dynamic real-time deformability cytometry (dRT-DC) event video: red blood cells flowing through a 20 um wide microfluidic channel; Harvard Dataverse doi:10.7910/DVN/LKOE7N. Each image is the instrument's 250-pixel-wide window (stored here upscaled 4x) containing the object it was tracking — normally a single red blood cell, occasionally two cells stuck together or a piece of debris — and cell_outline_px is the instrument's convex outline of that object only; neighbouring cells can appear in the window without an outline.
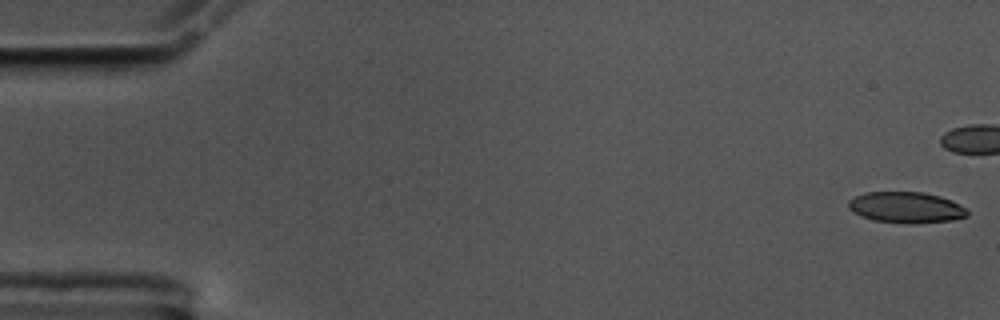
{"species": "common noctule bat (a hibernating species)", "species_latin": "Nyctalus noctula", "temperature_condition": "cold", "stored_images_in_passage": 9, "camera_frame_rate_fps": 3000, "um_per_image_px": 0.085, "animal": {"sex": "male", "body_mass_g": 17.5, "forearm_length_mm": 52.3}, "frame": {"image": 1, "passage_image": 1, "time_ms": 0.0, "image_size_px": [1000, 320], "cell_outline_px": [[968, 216], [952, 220], [916, 224], [872, 220], [860, 216], [848, 208], [848, 200], [864, 192], [924, 192], [940, 196], [952, 200], [968, 208]], "centroid_in_image_um": [77.04, 17.63], "position_along_channel_um": 8.0, "area_um2": 21.73}}